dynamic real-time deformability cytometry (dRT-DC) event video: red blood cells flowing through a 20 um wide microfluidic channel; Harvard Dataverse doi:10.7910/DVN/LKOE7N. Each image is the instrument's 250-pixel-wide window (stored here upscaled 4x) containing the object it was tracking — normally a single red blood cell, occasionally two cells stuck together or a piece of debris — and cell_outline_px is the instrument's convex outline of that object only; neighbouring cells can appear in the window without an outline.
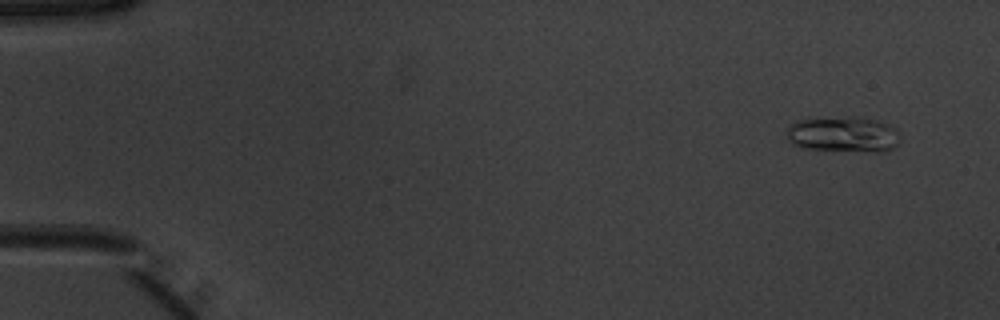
{"species": "common noctule bat (a hibernating species)", "species_latin": "Nyctalus noctula", "temperature_condition": "warm", "stored_images_in_passage": 9, "camera_frame_rate_fps": 3000, "um_per_image_px": 0.085, "animal": {"sex": "male", "body_mass_g": 20.1, "forearm_length_mm": 53.5}, "frame": {"image": 1, "passage_image": 1, "time_ms": 0.0, "image_size_px": [1000, 320], "cell_outline_px": [[900, 144], [884, 152], [800, 148], [792, 144], [788, 140], [784, 132], [796, 120], [848, 116], [856, 116], [872, 120], [896, 128], [900, 132]], "centroid_in_image_um": [71.67, 11.42], "position_along_channel_um": 13.3, "area_um2": 23.76}}